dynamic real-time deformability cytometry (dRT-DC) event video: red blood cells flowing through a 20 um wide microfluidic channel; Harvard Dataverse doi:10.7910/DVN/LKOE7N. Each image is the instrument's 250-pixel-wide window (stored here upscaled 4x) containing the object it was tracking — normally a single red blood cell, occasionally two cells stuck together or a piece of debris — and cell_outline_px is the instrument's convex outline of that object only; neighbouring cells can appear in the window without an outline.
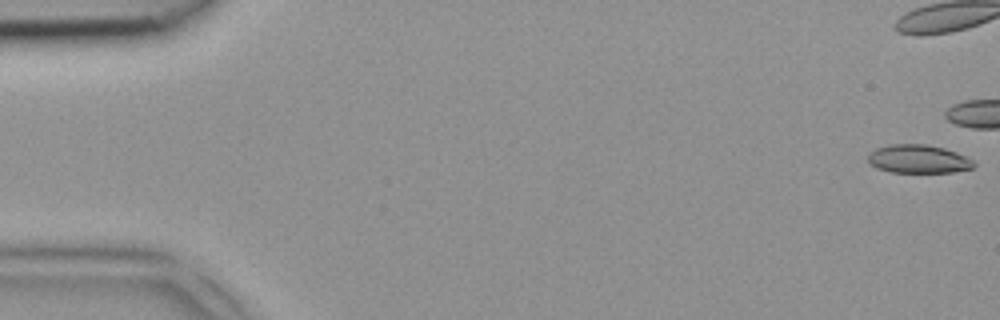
{"species": "common noctule bat (a hibernating species)", "species_latin": "Nyctalus noctula", "temperature_condition": "room temperature", "stored_images_in_passage": 7, "camera_frame_rate_fps": 3000, "um_per_image_px": 0.085, "animal": {"sex": "female", "body_mass_g": 18.4}, "frame": {"image": 1, "passage_image": 1, "time_ms": 0.0, "image_size_px": [1000, 320], "cell_outline_px": [[976, 164], [972, 168], [952, 172], [888, 172], [876, 168], [868, 164], [868, 156], [876, 148], [888, 144], [928, 144], [944, 148], [956, 152], [972, 160]], "centroid_in_image_um": [78.02, 13.51], "position_along_channel_um": 7.0, "area_um2": 17.57}}